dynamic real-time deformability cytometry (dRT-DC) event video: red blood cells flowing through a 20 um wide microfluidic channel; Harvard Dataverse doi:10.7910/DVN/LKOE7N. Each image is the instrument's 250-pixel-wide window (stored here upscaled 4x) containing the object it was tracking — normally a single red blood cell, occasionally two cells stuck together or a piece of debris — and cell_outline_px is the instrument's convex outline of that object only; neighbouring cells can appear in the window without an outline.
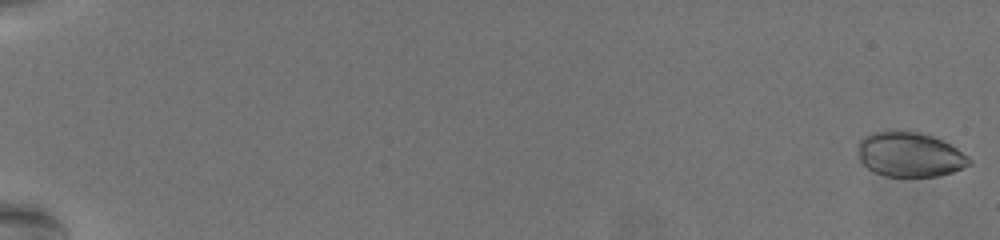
{"species": "common noctule bat (a hibernating species)", "species_latin": "Nyctalus noctula", "temperature_condition": "warm", "stored_images_in_passage": 63, "camera_frame_rate_fps": 3000, "um_per_image_px": 0.085, "animal": {"sex": "female", "body_mass_g": 19.5, "forearm_length_mm": 54.1}, "frame": {"image": 1, "passage_image": 1, "time_ms": 0.0, "image_size_px": [1000, 240], "cell_outline_px": [[972, 160], [968, 164], [952, 172], [940, 176], [884, 176], [860, 164], [856, 156], [860, 140], [864, 136], [872, 132], [888, 128], [916, 132], [932, 136], [956, 148], [968, 156]], "centroid_in_image_um": [77.23, 13.11], "position_along_channel_um": 7.8, "area_um2": 29.3}}
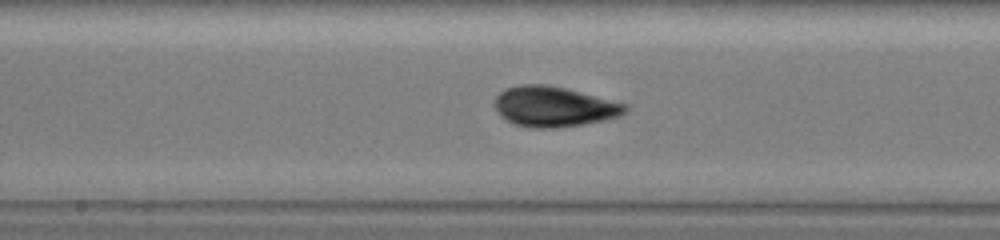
{"frame": {"image": 2, "passage_image": 37, "time_ms": 12.0, "image_size_px": [1000, 240], "cell_outline_px": [[628, 112], [620, 116], [604, 120], [584, 124], [556, 128], [532, 128], [512, 124], [504, 120], [500, 116], [496, 108], [496, 96], [500, 92], [508, 88], [524, 84], [540, 84], [564, 88], [628, 104]], "centroid_in_image_um": [47.1, 9.09], "position_along_channel_um": 201.1, "area_um2": 30.58}}
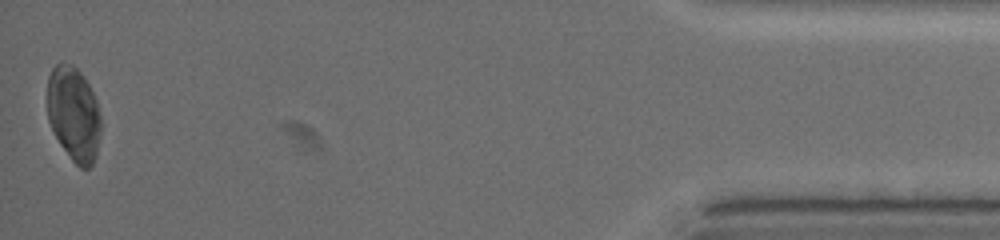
{"frame": {"image": 3, "passage_image": 63, "time_ms": 20.667, "image_size_px": [1000, 240], "cell_outline_px": [[100, 132], [96, 156], [92, 164], [88, 168], [80, 168], [72, 160], [60, 144], [52, 132], [48, 120], [48, 76], [52, 68], [56, 64], [72, 64], [84, 76], [96, 100], [100, 116]], "centroid_in_image_um": [6.26, 9.7], "position_along_channel_um": 428.9, "area_um2": 29.36}, "authors_computed_cell_mechanics": {"area_um2": 29.2468, "velocity_mm_per_s": 3.5003, "shape_relaxation_time_tau1_ms": 2.7142, "shape_relaxation_time_tau2_ms": 0.9915, "deformation_change_tau1": 0.0865, "deformation_change_tau2": 0.0283}}